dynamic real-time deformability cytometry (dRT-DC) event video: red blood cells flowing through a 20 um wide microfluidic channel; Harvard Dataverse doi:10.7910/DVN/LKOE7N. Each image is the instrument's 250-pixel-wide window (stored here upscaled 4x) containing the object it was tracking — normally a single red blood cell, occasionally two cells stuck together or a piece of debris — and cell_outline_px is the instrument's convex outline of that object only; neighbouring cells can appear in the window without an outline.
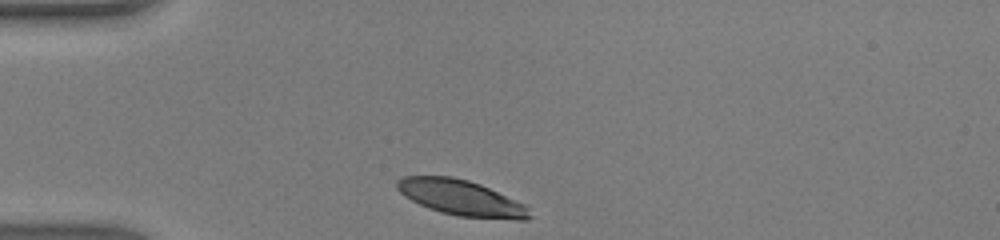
{"species": "human", "species_latin": "Homo sapiens", "temperature_condition": "warm", "stored_images_in_passage": 28, "camera_frame_rate_fps": 3000, "um_per_image_px": 0.085, "donor": {"sex": "male"}, "frame": {"image": 1, "passage_image": 1, "time_ms": 0.0, "image_size_px": [1000, 240], "cell_outline_px": [[532, 216], [528, 220], [516, 220], [460, 216], [440, 212], [428, 208], [404, 196], [396, 188], [396, 180], [404, 176], [452, 176], [468, 180], [480, 184], [524, 204], [528, 208]], "centroid_in_image_um": [39.19, 16.81], "position_along_channel_um": 45.8, "area_um2": 27.4}}
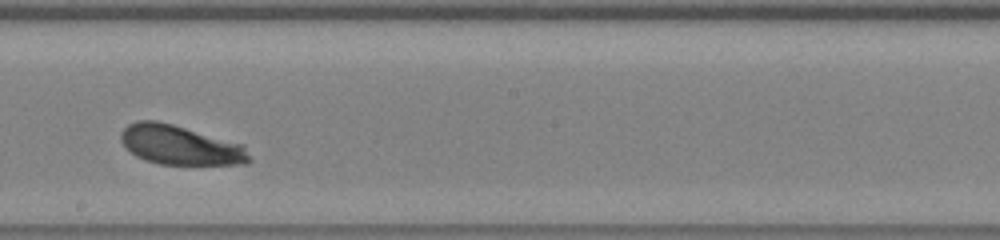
{"frame": {"image": 2, "passage_image": 16, "time_ms": 5.0, "image_size_px": [1000, 240], "cell_outline_px": [[252, 160], [248, 164], [160, 164], [144, 160], [136, 156], [120, 140], [120, 132], [128, 124], [136, 120], [156, 120], [172, 124], [244, 144]], "centroid_in_image_um": [15.33, 12.33], "position_along_channel_um": 232.9, "area_um2": 29.54}}
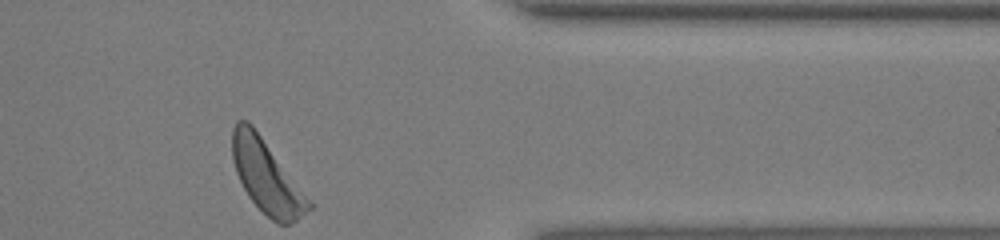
{"frame": {"image": 3, "passage_image": 28, "time_ms": 9.0, "image_size_px": [1000, 240], "cell_outline_px": [[312, 208], [296, 220], [288, 224], [276, 224], [248, 196], [236, 172], [232, 160], [232, 128], [236, 120], [248, 120], [252, 124], [312, 204]], "centroid_in_image_um": [22.61, 14.99], "position_along_channel_um": 388.8, "area_um2": 31.62}, "authors_computed_cell_mechanics": {"area_um2": 29.3624, "velocity_mm_per_s": 4.2877, "shape_relaxation_time_tau1_ms": 2.0414, "shape_relaxation_time_tau2_ms": null, "deformation_change_tau1": 0.1549, "deformation_change_tau2": null}}